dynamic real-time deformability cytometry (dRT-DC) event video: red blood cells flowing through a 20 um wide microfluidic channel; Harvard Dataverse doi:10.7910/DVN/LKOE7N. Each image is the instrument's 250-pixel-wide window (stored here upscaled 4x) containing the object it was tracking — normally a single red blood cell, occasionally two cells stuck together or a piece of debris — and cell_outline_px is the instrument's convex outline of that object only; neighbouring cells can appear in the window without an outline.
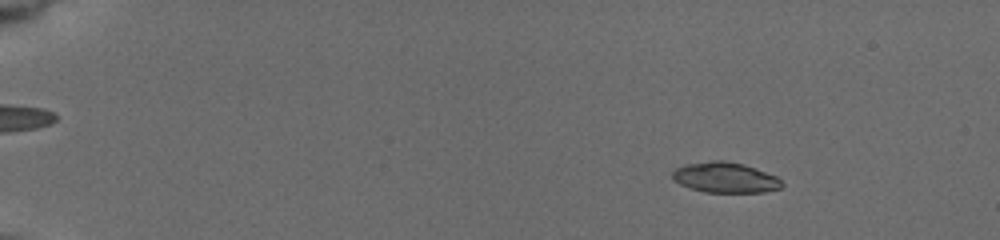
{"species": "common noctule bat (a hibernating species)", "species_latin": "Nyctalus noctula", "temperature_condition": "cold", "stored_images_in_passage": 33, "camera_frame_rate_fps": 3000, "um_per_image_px": 0.085, "animal": {"sex": "female", "body_mass_g": 19.5, "forearm_length_mm": 54.1}, "frame": {"image": 1, "passage_image": 12, "time_ms": 2.667, "image_size_px": [1000, 240], "cell_outline_px": [[784, 184], [780, 188], [764, 192], [704, 192], [680, 184], [672, 180], [672, 172], [676, 168], [688, 164], [712, 160], [724, 160], [744, 164], [756, 168], [776, 176]], "centroid_in_image_um": [61.64, 15.08], "position_along_channel_um": 23.4, "area_um2": 19.36}}
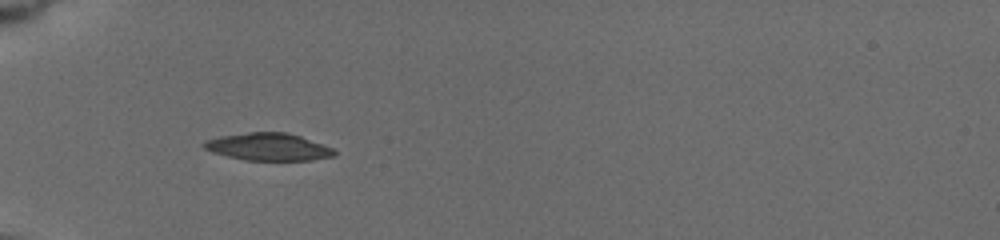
{"frame": {"image": 2, "passage_image": 32, "time_ms": 6.667, "image_size_px": [1000, 240], "cell_outline_px": [[336, 152], [332, 156], [312, 160], [244, 160], [212, 152], [204, 148], [200, 144], [204, 140], [220, 136], [248, 132], [288, 132], [300, 136], [332, 148]], "centroid_in_image_um": [22.75, 12.47], "position_along_channel_um": 62.3, "area_um2": 20.75}}